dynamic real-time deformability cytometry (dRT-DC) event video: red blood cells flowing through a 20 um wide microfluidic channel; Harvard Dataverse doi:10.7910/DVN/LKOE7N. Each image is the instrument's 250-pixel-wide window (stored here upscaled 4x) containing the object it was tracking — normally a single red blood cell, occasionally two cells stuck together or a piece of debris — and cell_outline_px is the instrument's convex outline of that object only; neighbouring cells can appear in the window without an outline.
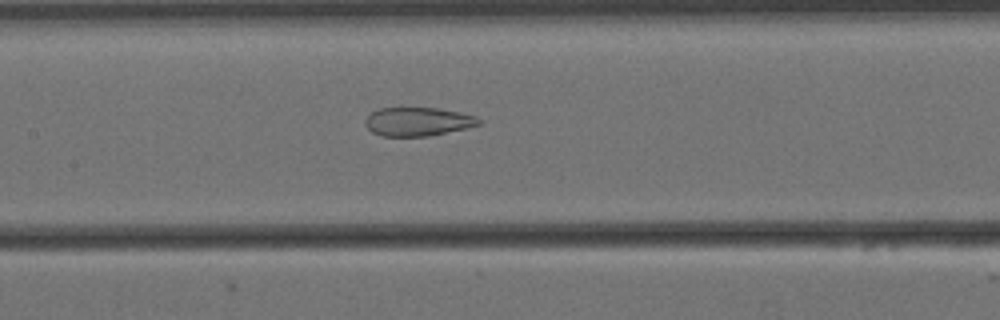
{"species": "Egyptian fruit bat (a non-hibernating species)", "species_latin": "Rousettus aegyptiacus", "temperature_condition": "cold", "stored_images_in_passage": 52, "camera_frame_rate_fps": 3000, "um_per_image_px": 0.085, "animal": {"sex": "female"}, "frame": {"image": 1, "passage_image": 26, "time_ms": 8.333, "image_size_px": [1000, 320], "cell_outline_px": [[480, 124], [468, 128], [428, 136], [380, 136], [372, 132], [364, 124], [364, 120], [372, 112], [380, 108], [436, 108], [460, 112], [476, 116], [480, 120]], "centroid_in_image_um": [35.51, 10.34], "position_along_channel_um": 171.9, "area_um2": 18.96}}
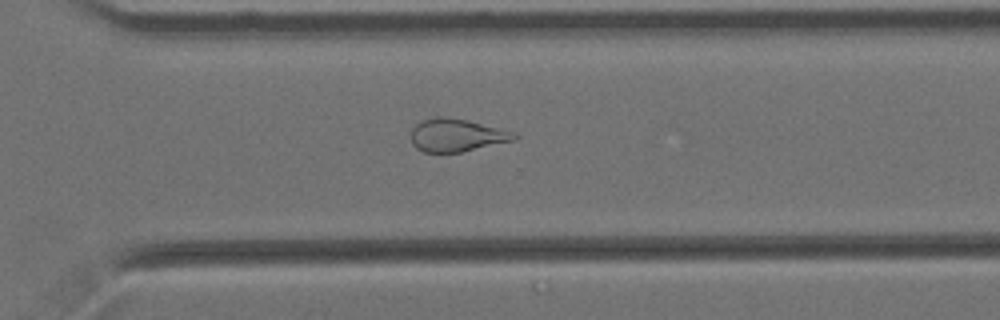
{"frame": {"image": 2, "passage_image": 40, "time_ms": 13.0, "image_size_px": [1000, 320], "cell_outline_px": [[520, 136], [516, 140], [460, 152], [424, 152], [416, 148], [412, 144], [412, 128], [420, 120], [436, 116], [468, 120], [516, 132]], "centroid_in_image_um": [38.84, 11.49], "position_along_channel_um": 331.8, "area_um2": 19.83}}
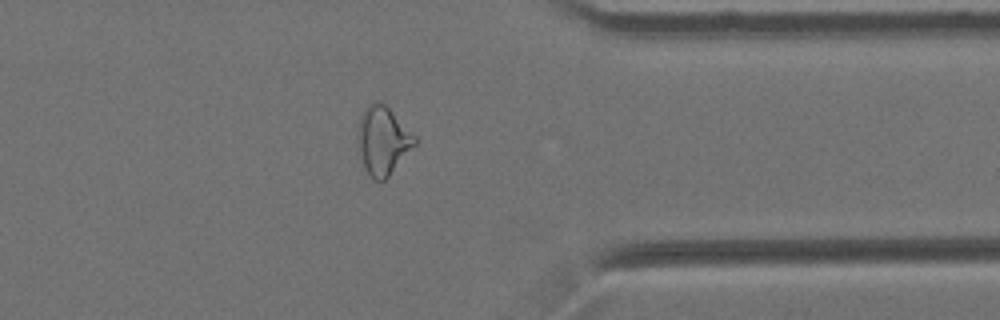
{"frame": {"image": 3, "passage_image": 45, "time_ms": 14.667, "image_size_px": [1000, 320], "cell_outline_px": [[416, 144], [388, 176], [384, 180], [372, 180], [364, 168], [356, 140], [356, 136], [360, 116], [364, 108], [372, 100], [380, 100], [416, 136]], "centroid_in_image_um": [32.5, 11.92], "position_along_channel_um": 378.9, "area_um2": 22.72}}